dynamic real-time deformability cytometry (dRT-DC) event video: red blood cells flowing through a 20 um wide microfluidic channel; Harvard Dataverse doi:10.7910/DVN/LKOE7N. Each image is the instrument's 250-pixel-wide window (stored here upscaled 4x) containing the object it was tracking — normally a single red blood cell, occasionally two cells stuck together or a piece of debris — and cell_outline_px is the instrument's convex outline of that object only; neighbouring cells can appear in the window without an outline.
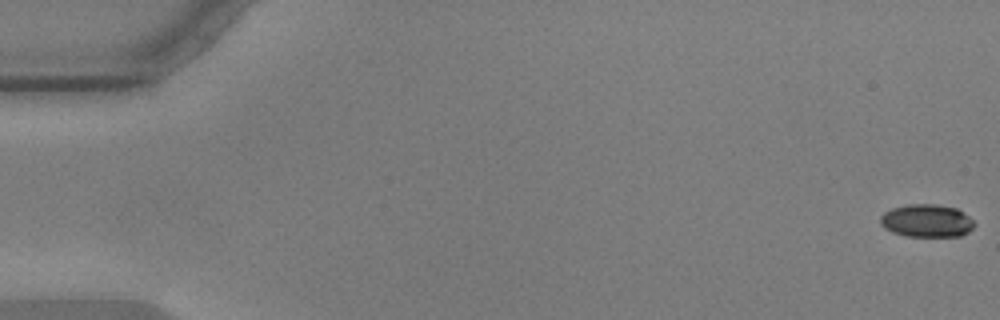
{"species": "common noctule bat (a hibernating species)", "species_latin": "Nyctalus noctula", "temperature_condition": "warm", "stored_images_in_passage": 57, "camera_frame_rate_fps": 3000, "um_per_image_px": 0.085, "animal": {"sex": "male", "body_mass_g": 17.9, "forearm_length_mm": 54.2}, "frame": {"image": 1, "passage_image": 1, "time_ms": 0.0, "image_size_px": [1000, 320], "cell_outline_px": [[976, 224], [968, 232], [960, 236], [904, 236], [892, 232], [884, 228], [880, 224], [880, 216], [884, 212], [892, 208], [908, 204], [936, 204], [956, 208], [968, 216]], "centroid_in_image_um": [78.74, 18.76], "position_along_channel_um": 6.3, "area_um2": 18.03}}
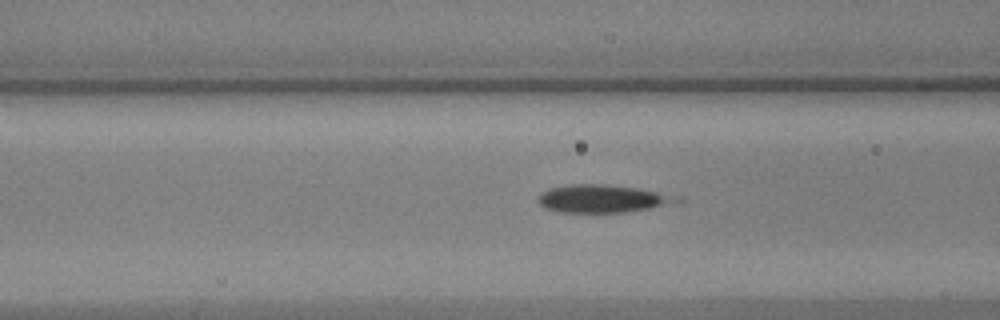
{"frame": {"image": 2, "passage_image": 23, "time_ms": 7.333, "image_size_px": [1000, 320], "cell_outline_px": [[684, 200], [648, 208], [624, 212], [556, 212], [544, 208], [536, 200], [544, 192], [552, 188], [568, 184], [596, 184], [636, 188], [684, 196]], "centroid_in_image_um": [51.22, 16.89], "position_along_channel_um": 115.4, "area_um2": 22.25}}
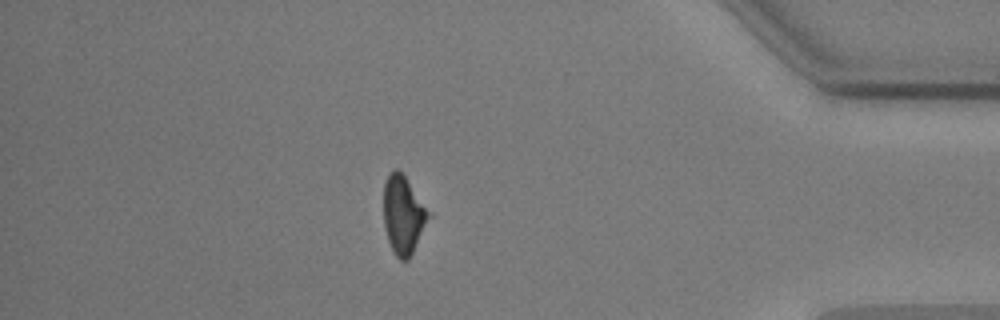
{"frame": {"image": 3, "passage_image": 50, "time_ms": 16.333, "image_size_px": [1000, 320], "cell_outline_px": [[432, 216], [408, 260], [400, 260], [396, 256], [388, 240], [384, 228], [384, 184], [392, 168], [396, 168], [404, 176]], "centroid_in_image_um": [34.28, 18.29], "position_along_channel_um": 400.9, "area_um2": 20.23}}